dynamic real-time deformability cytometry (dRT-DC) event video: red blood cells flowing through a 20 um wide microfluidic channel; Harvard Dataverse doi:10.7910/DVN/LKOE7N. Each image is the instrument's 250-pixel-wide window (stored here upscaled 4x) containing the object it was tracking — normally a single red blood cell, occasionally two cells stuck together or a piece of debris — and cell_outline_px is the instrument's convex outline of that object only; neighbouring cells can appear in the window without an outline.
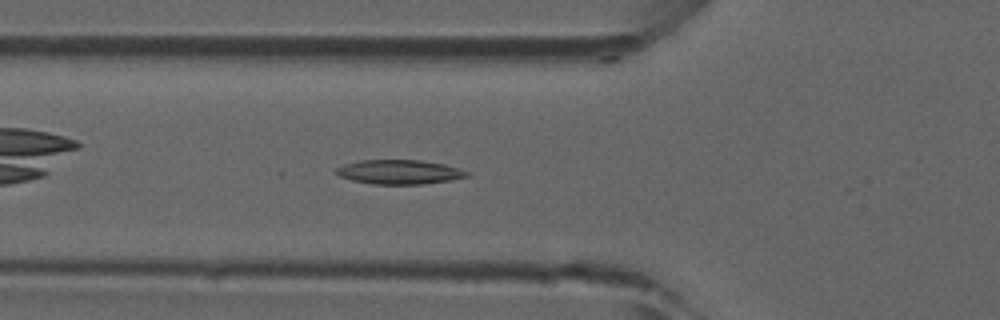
{"species": "common noctule bat (a hibernating species)", "species_latin": "Nyctalus noctula", "temperature_condition": "room temperature", "stored_images_in_passage": 33, "camera_frame_rate_fps": 3000, "um_per_image_px": 0.085, "animal": {"sex": "male", "forearm_length_mm": 52.5}, "frame": {"image": 1, "passage_image": 6, "time_ms": 1.667, "image_size_px": [1000, 320], "cell_outline_px": [[468, 176], [452, 180], [424, 184], [372, 184], [352, 180], [340, 176], [336, 172], [336, 168], [344, 164], [360, 160], [420, 160], [444, 164], [468, 172]], "centroid_in_image_um": [33.93, 14.62], "position_along_channel_um": 91.9, "area_um2": 18.38}}
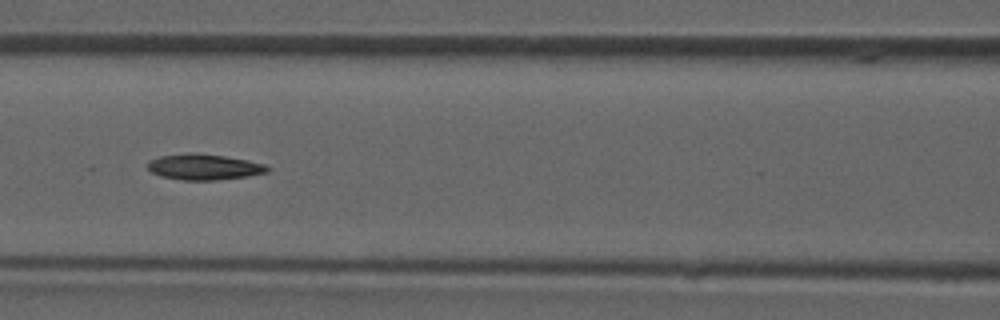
{"frame": {"image": 2, "passage_image": 10, "time_ms": 3.0, "image_size_px": [1000, 320], "cell_outline_px": [[272, 168], [268, 172], [248, 176], [216, 180], [184, 180], [160, 176], [152, 172], [148, 168], [148, 160], [160, 156], [188, 152], [196, 152], [224, 156], [248, 160], [264, 164]], "centroid_in_image_um": [17.35, 14.18], "position_along_channel_um": 149.3, "area_um2": 18.15}}